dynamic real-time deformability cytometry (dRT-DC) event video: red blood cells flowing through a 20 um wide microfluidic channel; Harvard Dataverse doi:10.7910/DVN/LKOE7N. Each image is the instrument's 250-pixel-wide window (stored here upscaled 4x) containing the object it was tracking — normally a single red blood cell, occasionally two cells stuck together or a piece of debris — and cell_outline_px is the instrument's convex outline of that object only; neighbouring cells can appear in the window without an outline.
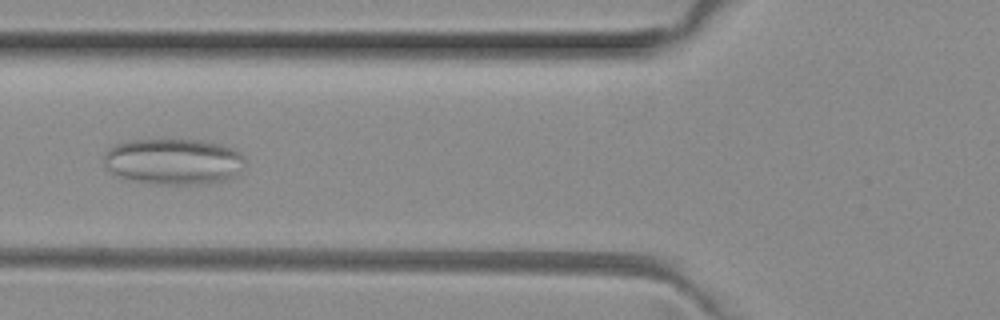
{"species": "common noctule bat (a hibernating species)", "species_latin": "Nyctalus noctula", "temperature_condition": "room temperature", "stored_images_in_passage": 4, "camera_frame_rate_fps": 3000, "um_per_image_px": 0.085, "animal": {"sex": "female", "body_mass_g": 29.2, "forearm_length_mm": 56.3}, "frame": {"image": 1, "passage_image": 4, "time_ms": 1.0, "image_size_px": [1000, 320], "cell_outline_px": [[244, 164], [236, 176], [228, 180], [212, 184], [156, 184], [120, 180], [104, 164], [104, 152], [108, 148], [116, 144], [132, 140], [200, 140], [220, 144], [232, 148], [240, 152], [244, 156]], "centroid_in_image_um": [14.74, 13.75], "position_along_channel_um": 111.1, "area_um2": 38.55}}